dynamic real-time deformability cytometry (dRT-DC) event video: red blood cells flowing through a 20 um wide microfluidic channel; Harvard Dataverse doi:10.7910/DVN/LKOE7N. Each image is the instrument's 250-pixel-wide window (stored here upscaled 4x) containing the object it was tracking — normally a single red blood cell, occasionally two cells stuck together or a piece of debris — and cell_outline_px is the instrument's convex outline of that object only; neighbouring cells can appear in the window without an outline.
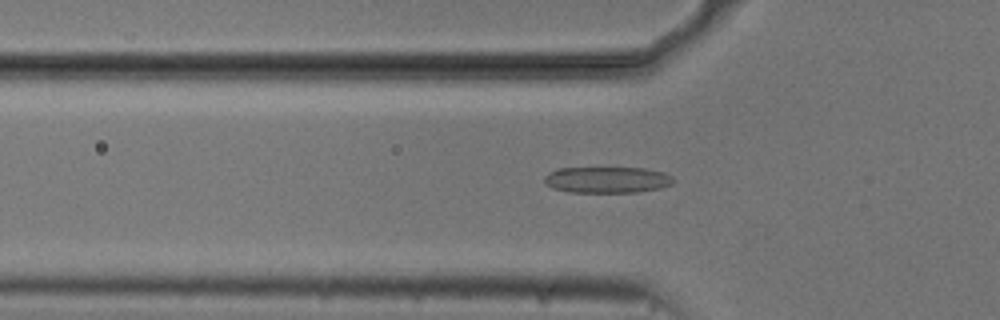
{"species": "common noctule bat (a hibernating species)", "species_latin": "Nyctalus noctula", "temperature_condition": "cold", "stored_images_in_passage": 54, "camera_frame_rate_fps": 3000, "um_per_image_px": 0.085, "animal": {"sex": "male", "body_mass_g": 20.5, "forearm_length_mm": 52.5}, "frame": {"image": 1, "passage_image": 18, "time_ms": 5.667, "image_size_px": [1000, 320], "cell_outline_px": [[676, 180], [672, 184], [660, 188], [636, 192], [568, 192], [552, 188], [544, 184], [544, 176], [548, 172], [556, 168], [644, 168], [664, 172], [672, 176]], "centroid_in_image_um": [51.58, 15.28], "position_along_channel_um": 74.2, "area_um2": 19.94}}
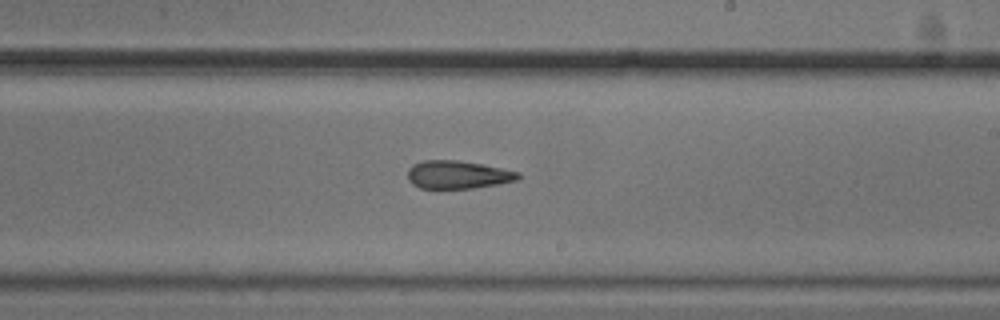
{"frame": {"image": 2, "passage_image": 32, "time_ms": 10.333, "image_size_px": [1000, 320], "cell_outline_px": [[520, 180], [472, 188], [420, 188], [412, 184], [408, 180], [408, 168], [412, 164], [424, 160], [460, 160], [520, 172]], "centroid_in_image_um": [38.89, 14.84], "position_along_channel_um": 250.1, "area_um2": 18.03}}
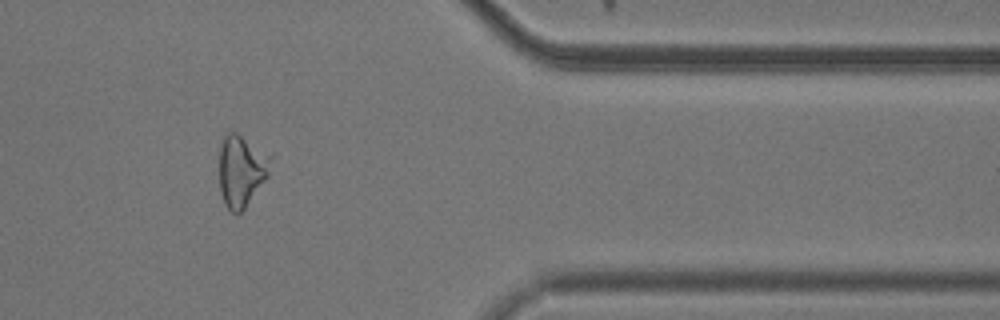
{"frame": {"image": 3, "passage_image": 45, "time_ms": 14.667, "image_size_px": [1000, 320], "cell_outline_px": [[276, 156], [268, 176], [244, 208], [236, 216], [224, 204], [220, 192], [220, 148], [224, 132], [236, 132]], "centroid_in_image_um": [20.56, 14.46], "position_along_channel_um": 390.8, "area_um2": 21.96}}